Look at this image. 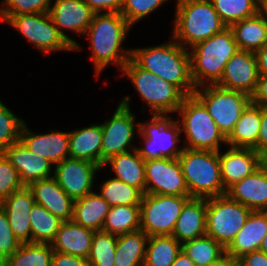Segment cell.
Wrapping results in <instances>:
<instances>
[{
    "label": "cell",
    "mask_w": 267,
    "mask_h": 266,
    "mask_svg": "<svg viewBox=\"0 0 267 266\" xmlns=\"http://www.w3.org/2000/svg\"><path fill=\"white\" fill-rule=\"evenodd\" d=\"M132 26L121 13H95L84 36L89 40L96 80L111 63L123 69L131 58V50L124 49L128 31Z\"/></svg>",
    "instance_id": "1"
},
{
    "label": "cell",
    "mask_w": 267,
    "mask_h": 266,
    "mask_svg": "<svg viewBox=\"0 0 267 266\" xmlns=\"http://www.w3.org/2000/svg\"><path fill=\"white\" fill-rule=\"evenodd\" d=\"M172 41L144 48H133L131 59L141 68L176 85L186 96L196 87L191 78L189 50Z\"/></svg>",
    "instance_id": "2"
},
{
    "label": "cell",
    "mask_w": 267,
    "mask_h": 266,
    "mask_svg": "<svg viewBox=\"0 0 267 266\" xmlns=\"http://www.w3.org/2000/svg\"><path fill=\"white\" fill-rule=\"evenodd\" d=\"M239 50L230 27L191 47V78L195 87L216 85L226 63Z\"/></svg>",
    "instance_id": "3"
},
{
    "label": "cell",
    "mask_w": 267,
    "mask_h": 266,
    "mask_svg": "<svg viewBox=\"0 0 267 266\" xmlns=\"http://www.w3.org/2000/svg\"><path fill=\"white\" fill-rule=\"evenodd\" d=\"M172 38L188 49L205 41L227 26L211 0H176Z\"/></svg>",
    "instance_id": "4"
},
{
    "label": "cell",
    "mask_w": 267,
    "mask_h": 266,
    "mask_svg": "<svg viewBox=\"0 0 267 266\" xmlns=\"http://www.w3.org/2000/svg\"><path fill=\"white\" fill-rule=\"evenodd\" d=\"M176 113L181 133L185 134L184 148L217 151L227 146V138L218 128L205 105L193 94L184 98Z\"/></svg>",
    "instance_id": "5"
},
{
    "label": "cell",
    "mask_w": 267,
    "mask_h": 266,
    "mask_svg": "<svg viewBox=\"0 0 267 266\" xmlns=\"http://www.w3.org/2000/svg\"><path fill=\"white\" fill-rule=\"evenodd\" d=\"M178 160L190 197L209 198L226 194L219 152L184 148Z\"/></svg>",
    "instance_id": "6"
},
{
    "label": "cell",
    "mask_w": 267,
    "mask_h": 266,
    "mask_svg": "<svg viewBox=\"0 0 267 266\" xmlns=\"http://www.w3.org/2000/svg\"><path fill=\"white\" fill-rule=\"evenodd\" d=\"M121 73L128 77L152 114L176 113L186 97L176 85L139 67L131 58Z\"/></svg>",
    "instance_id": "7"
},
{
    "label": "cell",
    "mask_w": 267,
    "mask_h": 266,
    "mask_svg": "<svg viewBox=\"0 0 267 266\" xmlns=\"http://www.w3.org/2000/svg\"><path fill=\"white\" fill-rule=\"evenodd\" d=\"M146 122L139 123L138 133L143 140V147H136L144 160L160 158H178L184 147L177 146L180 141L181 128L176 119L170 115L152 114Z\"/></svg>",
    "instance_id": "8"
},
{
    "label": "cell",
    "mask_w": 267,
    "mask_h": 266,
    "mask_svg": "<svg viewBox=\"0 0 267 266\" xmlns=\"http://www.w3.org/2000/svg\"><path fill=\"white\" fill-rule=\"evenodd\" d=\"M206 235L225 249L246 223L252 210L226 194L206 198Z\"/></svg>",
    "instance_id": "9"
},
{
    "label": "cell",
    "mask_w": 267,
    "mask_h": 266,
    "mask_svg": "<svg viewBox=\"0 0 267 266\" xmlns=\"http://www.w3.org/2000/svg\"><path fill=\"white\" fill-rule=\"evenodd\" d=\"M194 95L205 105L226 138L233 131L242 111L251 102L248 94L227 90L217 85L197 87Z\"/></svg>",
    "instance_id": "10"
},
{
    "label": "cell",
    "mask_w": 267,
    "mask_h": 266,
    "mask_svg": "<svg viewBox=\"0 0 267 266\" xmlns=\"http://www.w3.org/2000/svg\"><path fill=\"white\" fill-rule=\"evenodd\" d=\"M102 126L101 168L109 158L136 149L132 141L136 134V115L130 109V96L122 97L112 118L100 123ZM136 124V125H135Z\"/></svg>",
    "instance_id": "11"
},
{
    "label": "cell",
    "mask_w": 267,
    "mask_h": 266,
    "mask_svg": "<svg viewBox=\"0 0 267 266\" xmlns=\"http://www.w3.org/2000/svg\"><path fill=\"white\" fill-rule=\"evenodd\" d=\"M190 196L143 194L140 229L149 236L172 235L182 207Z\"/></svg>",
    "instance_id": "12"
},
{
    "label": "cell",
    "mask_w": 267,
    "mask_h": 266,
    "mask_svg": "<svg viewBox=\"0 0 267 266\" xmlns=\"http://www.w3.org/2000/svg\"><path fill=\"white\" fill-rule=\"evenodd\" d=\"M23 35L38 51H74V47L59 33L49 13H28L9 17L6 21Z\"/></svg>",
    "instance_id": "13"
},
{
    "label": "cell",
    "mask_w": 267,
    "mask_h": 266,
    "mask_svg": "<svg viewBox=\"0 0 267 266\" xmlns=\"http://www.w3.org/2000/svg\"><path fill=\"white\" fill-rule=\"evenodd\" d=\"M146 193L190 196L178 158L145 160Z\"/></svg>",
    "instance_id": "14"
},
{
    "label": "cell",
    "mask_w": 267,
    "mask_h": 266,
    "mask_svg": "<svg viewBox=\"0 0 267 266\" xmlns=\"http://www.w3.org/2000/svg\"><path fill=\"white\" fill-rule=\"evenodd\" d=\"M100 169L102 168L93 162L67 158L54 166L53 177L63 191L75 201L93 191L95 175Z\"/></svg>",
    "instance_id": "15"
},
{
    "label": "cell",
    "mask_w": 267,
    "mask_h": 266,
    "mask_svg": "<svg viewBox=\"0 0 267 266\" xmlns=\"http://www.w3.org/2000/svg\"><path fill=\"white\" fill-rule=\"evenodd\" d=\"M52 2L49 15L54 25L59 33L74 47V52L80 50L79 43L67 36L65 31L69 30L75 34L84 35L95 13L84 0H54Z\"/></svg>",
    "instance_id": "16"
},
{
    "label": "cell",
    "mask_w": 267,
    "mask_h": 266,
    "mask_svg": "<svg viewBox=\"0 0 267 266\" xmlns=\"http://www.w3.org/2000/svg\"><path fill=\"white\" fill-rule=\"evenodd\" d=\"M259 77L255 52L238 50L226 63L223 76L216 85L251 96Z\"/></svg>",
    "instance_id": "17"
},
{
    "label": "cell",
    "mask_w": 267,
    "mask_h": 266,
    "mask_svg": "<svg viewBox=\"0 0 267 266\" xmlns=\"http://www.w3.org/2000/svg\"><path fill=\"white\" fill-rule=\"evenodd\" d=\"M2 153L19 173L24 187H29L38 180L53 177L54 165L42 156L31 152L20 140L12 143Z\"/></svg>",
    "instance_id": "18"
},
{
    "label": "cell",
    "mask_w": 267,
    "mask_h": 266,
    "mask_svg": "<svg viewBox=\"0 0 267 266\" xmlns=\"http://www.w3.org/2000/svg\"><path fill=\"white\" fill-rule=\"evenodd\" d=\"M51 131V132H50ZM34 133L24 122L19 140L33 153L42 156L54 166L69 158V131Z\"/></svg>",
    "instance_id": "19"
},
{
    "label": "cell",
    "mask_w": 267,
    "mask_h": 266,
    "mask_svg": "<svg viewBox=\"0 0 267 266\" xmlns=\"http://www.w3.org/2000/svg\"><path fill=\"white\" fill-rule=\"evenodd\" d=\"M221 178L224 189L253 174L261 165V156L252 148L229 147L219 151Z\"/></svg>",
    "instance_id": "20"
},
{
    "label": "cell",
    "mask_w": 267,
    "mask_h": 266,
    "mask_svg": "<svg viewBox=\"0 0 267 266\" xmlns=\"http://www.w3.org/2000/svg\"><path fill=\"white\" fill-rule=\"evenodd\" d=\"M35 203L33 193L28 187L14 192L0 203L13 234L21 244L31 243L30 211Z\"/></svg>",
    "instance_id": "21"
},
{
    "label": "cell",
    "mask_w": 267,
    "mask_h": 266,
    "mask_svg": "<svg viewBox=\"0 0 267 266\" xmlns=\"http://www.w3.org/2000/svg\"><path fill=\"white\" fill-rule=\"evenodd\" d=\"M226 195L252 211H267V171L261 166L230 186Z\"/></svg>",
    "instance_id": "22"
},
{
    "label": "cell",
    "mask_w": 267,
    "mask_h": 266,
    "mask_svg": "<svg viewBox=\"0 0 267 266\" xmlns=\"http://www.w3.org/2000/svg\"><path fill=\"white\" fill-rule=\"evenodd\" d=\"M267 234V211H252L244 226L225 249V254L238 260L245 254L257 251Z\"/></svg>",
    "instance_id": "23"
},
{
    "label": "cell",
    "mask_w": 267,
    "mask_h": 266,
    "mask_svg": "<svg viewBox=\"0 0 267 266\" xmlns=\"http://www.w3.org/2000/svg\"><path fill=\"white\" fill-rule=\"evenodd\" d=\"M28 188L37 204L42 205L63 222L72 220L74 200L63 191L54 177L38 180Z\"/></svg>",
    "instance_id": "24"
},
{
    "label": "cell",
    "mask_w": 267,
    "mask_h": 266,
    "mask_svg": "<svg viewBox=\"0 0 267 266\" xmlns=\"http://www.w3.org/2000/svg\"><path fill=\"white\" fill-rule=\"evenodd\" d=\"M206 198H189L182 207L172 236L181 244L206 235Z\"/></svg>",
    "instance_id": "25"
},
{
    "label": "cell",
    "mask_w": 267,
    "mask_h": 266,
    "mask_svg": "<svg viewBox=\"0 0 267 266\" xmlns=\"http://www.w3.org/2000/svg\"><path fill=\"white\" fill-rule=\"evenodd\" d=\"M94 232V230L83 227L73 220L64 221L51 243L52 249L56 252L71 254L87 260Z\"/></svg>",
    "instance_id": "26"
},
{
    "label": "cell",
    "mask_w": 267,
    "mask_h": 266,
    "mask_svg": "<svg viewBox=\"0 0 267 266\" xmlns=\"http://www.w3.org/2000/svg\"><path fill=\"white\" fill-rule=\"evenodd\" d=\"M101 146V124L69 132V158L87 160L101 167Z\"/></svg>",
    "instance_id": "27"
},
{
    "label": "cell",
    "mask_w": 267,
    "mask_h": 266,
    "mask_svg": "<svg viewBox=\"0 0 267 266\" xmlns=\"http://www.w3.org/2000/svg\"><path fill=\"white\" fill-rule=\"evenodd\" d=\"M106 165H111L116 175L114 178L139 189L143 194L146 193L145 160L136 149L109 158L103 167Z\"/></svg>",
    "instance_id": "28"
},
{
    "label": "cell",
    "mask_w": 267,
    "mask_h": 266,
    "mask_svg": "<svg viewBox=\"0 0 267 266\" xmlns=\"http://www.w3.org/2000/svg\"><path fill=\"white\" fill-rule=\"evenodd\" d=\"M261 125V106L251 102L242 111L233 131L227 137V147L254 148Z\"/></svg>",
    "instance_id": "29"
},
{
    "label": "cell",
    "mask_w": 267,
    "mask_h": 266,
    "mask_svg": "<svg viewBox=\"0 0 267 266\" xmlns=\"http://www.w3.org/2000/svg\"><path fill=\"white\" fill-rule=\"evenodd\" d=\"M110 207L97 192L92 191L74 201L72 220L83 227L102 231Z\"/></svg>",
    "instance_id": "30"
},
{
    "label": "cell",
    "mask_w": 267,
    "mask_h": 266,
    "mask_svg": "<svg viewBox=\"0 0 267 266\" xmlns=\"http://www.w3.org/2000/svg\"><path fill=\"white\" fill-rule=\"evenodd\" d=\"M230 28L239 50L257 52L267 43V24L259 13L233 23Z\"/></svg>",
    "instance_id": "31"
},
{
    "label": "cell",
    "mask_w": 267,
    "mask_h": 266,
    "mask_svg": "<svg viewBox=\"0 0 267 266\" xmlns=\"http://www.w3.org/2000/svg\"><path fill=\"white\" fill-rule=\"evenodd\" d=\"M148 239L141 229L117 236L114 266H143Z\"/></svg>",
    "instance_id": "32"
},
{
    "label": "cell",
    "mask_w": 267,
    "mask_h": 266,
    "mask_svg": "<svg viewBox=\"0 0 267 266\" xmlns=\"http://www.w3.org/2000/svg\"><path fill=\"white\" fill-rule=\"evenodd\" d=\"M181 251L172 235L149 236L143 266H171Z\"/></svg>",
    "instance_id": "33"
},
{
    "label": "cell",
    "mask_w": 267,
    "mask_h": 266,
    "mask_svg": "<svg viewBox=\"0 0 267 266\" xmlns=\"http://www.w3.org/2000/svg\"><path fill=\"white\" fill-rule=\"evenodd\" d=\"M140 205L111 206L102 231L119 236L140 229Z\"/></svg>",
    "instance_id": "34"
},
{
    "label": "cell",
    "mask_w": 267,
    "mask_h": 266,
    "mask_svg": "<svg viewBox=\"0 0 267 266\" xmlns=\"http://www.w3.org/2000/svg\"><path fill=\"white\" fill-rule=\"evenodd\" d=\"M62 222L42 205L35 203L30 211L31 243L51 244Z\"/></svg>",
    "instance_id": "35"
},
{
    "label": "cell",
    "mask_w": 267,
    "mask_h": 266,
    "mask_svg": "<svg viewBox=\"0 0 267 266\" xmlns=\"http://www.w3.org/2000/svg\"><path fill=\"white\" fill-rule=\"evenodd\" d=\"M53 254L51 244L22 243L6 263L7 266H51Z\"/></svg>",
    "instance_id": "36"
},
{
    "label": "cell",
    "mask_w": 267,
    "mask_h": 266,
    "mask_svg": "<svg viewBox=\"0 0 267 266\" xmlns=\"http://www.w3.org/2000/svg\"><path fill=\"white\" fill-rule=\"evenodd\" d=\"M182 250L193 261L195 266L214 263L225 255V248L207 235L183 243Z\"/></svg>",
    "instance_id": "37"
},
{
    "label": "cell",
    "mask_w": 267,
    "mask_h": 266,
    "mask_svg": "<svg viewBox=\"0 0 267 266\" xmlns=\"http://www.w3.org/2000/svg\"><path fill=\"white\" fill-rule=\"evenodd\" d=\"M99 195L110 206L140 205L143 193L119 179L109 178L101 182Z\"/></svg>",
    "instance_id": "38"
},
{
    "label": "cell",
    "mask_w": 267,
    "mask_h": 266,
    "mask_svg": "<svg viewBox=\"0 0 267 266\" xmlns=\"http://www.w3.org/2000/svg\"><path fill=\"white\" fill-rule=\"evenodd\" d=\"M211 2L227 27L258 13L259 3L256 0H211Z\"/></svg>",
    "instance_id": "39"
},
{
    "label": "cell",
    "mask_w": 267,
    "mask_h": 266,
    "mask_svg": "<svg viewBox=\"0 0 267 266\" xmlns=\"http://www.w3.org/2000/svg\"><path fill=\"white\" fill-rule=\"evenodd\" d=\"M117 236L104 231H95L89 257V266H114Z\"/></svg>",
    "instance_id": "40"
},
{
    "label": "cell",
    "mask_w": 267,
    "mask_h": 266,
    "mask_svg": "<svg viewBox=\"0 0 267 266\" xmlns=\"http://www.w3.org/2000/svg\"><path fill=\"white\" fill-rule=\"evenodd\" d=\"M24 119L17 117L10 108L0 100V152L12 143L19 141Z\"/></svg>",
    "instance_id": "41"
},
{
    "label": "cell",
    "mask_w": 267,
    "mask_h": 266,
    "mask_svg": "<svg viewBox=\"0 0 267 266\" xmlns=\"http://www.w3.org/2000/svg\"><path fill=\"white\" fill-rule=\"evenodd\" d=\"M53 0H3L0 19L6 21L11 16L28 13H49Z\"/></svg>",
    "instance_id": "42"
},
{
    "label": "cell",
    "mask_w": 267,
    "mask_h": 266,
    "mask_svg": "<svg viewBox=\"0 0 267 266\" xmlns=\"http://www.w3.org/2000/svg\"><path fill=\"white\" fill-rule=\"evenodd\" d=\"M168 0H124L121 15L133 26Z\"/></svg>",
    "instance_id": "43"
},
{
    "label": "cell",
    "mask_w": 267,
    "mask_h": 266,
    "mask_svg": "<svg viewBox=\"0 0 267 266\" xmlns=\"http://www.w3.org/2000/svg\"><path fill=\"white\" fill-rule=\"evenodd\" d=\"M22 188L24 186L21 183L19 173L5 155L0 152V203Z\"/></svg>",
    "instance_id": "44"
},
{
    "label": "cell",
    "mask_w": 267,
    "mask_h": 266,
    "mask_svg": "<svg viewBox=\"0 0 267 266\" xmlns=\"http://www.w3.org/2000/svg\"><path fill=\"white\" fill-rule=\"evenodd\" d=\"M20 245L10 228L6 212L0 205V258L7 260Z\"/></svg>",
    "instance_id": "45"
},
{
    "label": "cell",
    "mask_w": 267,
    "mask_h": 266,
    "mask_svg": "<svg viewBox=\"0 0 267 266\" xmlns=\"http://www.w3.org/2000/svg\"><path fill=\"white\" fill-rule=\"evenodd\" d=\"M94 13H121L124 0H84Z\"/></svg>",
    "instance_id": "46"
},
{
    "label": "cell",
    "mask_w": 267,
    "mask_h": 266,
    "mask_svg": "<svg viewBox=\"0 0 267 266\" xmlns=\"http://www.w3.org/2000/svg\"><path fill=\"white\" fill-rule=\"evenodd\" d=\"M51 266H89L84 258L54 251Z\"/></svg>",
    "instance_id": "47"
},
{
    "label": "cell",
    "mask_w": 267,
    "mask_h": 266,
    "mask_svg": "<svg viewBox=\"0 0 267 266\" xmlns=\"http://www.w3.org/2000/svg\"><path fill=\"white\" fill-rule=\"evenodd\" d=\"M260 156L267 152V106H261V125L257 145L253 148Z\"/></svg>",
    "instance_id": "48"
},
{
    "label": "cell",
    "mask_w": 267,
    "mask_h": 266,
    "mask_svg": "<svg viewBox=\"0 0 267 266\" xmlns=\"http://www.w3.org/2000/svg\"><path fill=\"white\" fill-rule=\"evenodd\" d=\"M251 103L267 106V76H260L254 93L250 96Z\"/></svg>",
    "instance_id": "49"
},
{
    "label": "cell",
    "mask_w": 267,
    "mask_h": 266,
    "mask_svg": "<svg viewBox=\"0 0 267 266\" xmlns=\"http://www.w3.org/2000/svg\"><path fill=\"white\" fill-rule=\"evenodd\" d=\"M238 261L242 266H267V254L257 250L243 255Z\"/></svg>",
    "instance_id": "50"
},
{
    "label": "cell",
    "mask_w": 267,
    "mask_h": 266,
    "mask_svg": "<svg viewBox=\"0 0 267 266\" xmlns=\"http://www.w3.org/2000/svg\"><path fill=\"white\" fill-rule=\"evenodd\" d=\"M257 65L259 68L260 76H267V43H265L257 52Z\"/></svg>",
    "instance_id": "51"
},
{
    "label": "cell",
    "mask_w": 267,
    "mask_h": 266,
    "mask_svg": "<svg viewBox=\"0 0 267 266\" xmlns=\"http://www.w3.org/2000/svg\"><path fill=\"white\" fill-rule=\"evenodd\" d=\"M171 266H195L193 261L188 257V255L182 250Z\"/></svg>",
    "instance_id": "52"
},
{
    "label": "cell",
    "mask_w": 267,
    "mask_h": 266,
    "mask_svg": "<svg viewBox=\"0 0 267 266\" xmlns=\"http://www.w3.org/2000/svg\"><path fill=\"white\" fill-rule=\"evenodd\" d=\"M258 13L262 16L267 24V0H262L258 5Z\"/></svg>",
    "instance_id": "53"
},
{
    "label": "cell",
    "mask_w": 267,
    "mask_h": 266,
    "mask_svg": "<svg viewBox=\"0 0 267 266\" xmlns=\"http://www.w3.org/2000/svg\"><path fill=\"white\" fill-rule=\"evenodd\" d=\"M224 266H242L238 260L230 259L226 254L224 255Z\"/></svg>",
    "instance_id": "54"
},
{
    "label": "cell",
    "mask_w": 267,
    "mask_h": 266,
    "mask_svg": "<svg viewBox=\"0 0 267 266\" xmlns=\"http://www.w3.org/2000/svg\"><path fill=\"white\" fill-rule=\"evenodd\" d=\"M259 250L261 252H264L265 254H267V234L265 235V237L262 239L261 245Z\"/></svg>",
    "instance_id": "55"
},
{
    "label": "cell",
    "mask_w": 267,
    "mask_h": 266,
    "mask_svg": "<svg viewBox=\"0 0 267 266\" xmlns=\"http://www.w3.org/2000/svg\"><path fill=\"white\" fill-rule=\"evenodd\" d=\"M261 165L267 171V152L261 156Z\"/></svg>",
    "instance_id": "56"
},
{
    "label": "cell",
    "mask_w": 267,
    "mask_h": 266,
    "mask_svg": "<svg viewBox=\"0 0 267 266\" xmlns=\"http://www.w3.org/2000/svg\"><path fill=\"white\" fill-rule=\"evenodd\" d=\"M205 266H224V256L220 260Z\"/></svg>",
    "instance_id": "57"
},
{
    "label": "cell",
    "mask_w": 267,
    "mask_h": 266,
    "mask_svg": "<svg viewBox=\"0 0 267 266\" xmlns=\"http://www.w3.org/2000/svg\"><path fill=\"white\" fill-rule=\"evenodd\" d=\"M0 266H7L6 260L0 258Z\"/></svg>",
    "instance_id": "58"
}]
</instances>
